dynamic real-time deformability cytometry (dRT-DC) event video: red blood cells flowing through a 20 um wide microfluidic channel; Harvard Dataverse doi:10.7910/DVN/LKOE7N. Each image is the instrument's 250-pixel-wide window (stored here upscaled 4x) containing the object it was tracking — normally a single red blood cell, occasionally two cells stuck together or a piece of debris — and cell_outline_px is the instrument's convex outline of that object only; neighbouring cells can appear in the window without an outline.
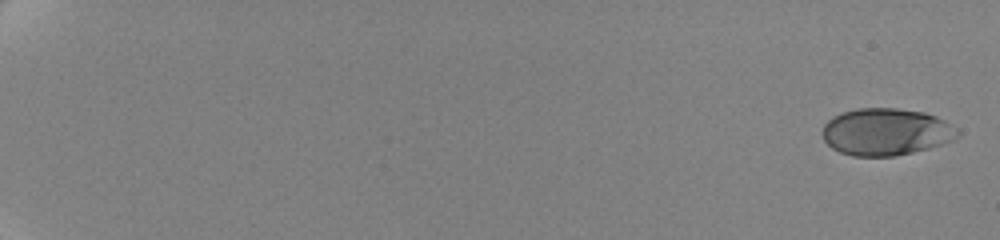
{"species": "human", "species_latin": "Homo sapiens", "temperature_condition": "cold", "stored_images_in_passage": 14, "camera_frame_rate_fps": 3000, "um_per_image_px": 0.085, "donor": {"sex": "female"}, "frame": {"image": 1, "passage_image": 1, "time_ms": 0.0, "image_size_px": [1000, 240], "cell_outline_px": [[960, 136], [952, 140], [928, 148], [912, 152], [892, 156], [852, 156], [840, 152], [832, 148], [824, 140], [824, 124], [832, 116], [856, 108], [896, 108], [924, 112], [936, 116], [944, 120], [956, 128], [960, 132]], "centroid_in_image_um": [75.31, 11.2], "position_along_channel_um": 9.7, "area_um2": 36.93}}
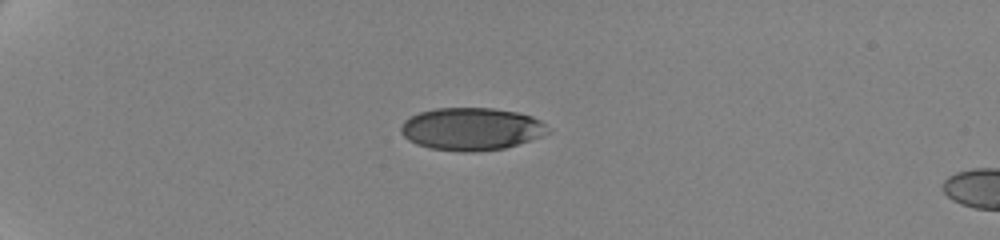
{"frame": {"image": 2, "passage_image": 11, "time_ms": 5.667, "image_size_px": [1000, 240], "cell_outline_px": [[552, 132], [504, 148], [464, 152], [428, 148], [416, 144], [408, 140], [400, 132], [400, 128], [404, 120], [420, 112], [436, 108], [492, 108], [516, 112], [532, 116], [540, 120]], "centroid_in_image_um": [40.04, 10.95], "position_along_channel_um": 45.0, "area_um2": 36.24}}